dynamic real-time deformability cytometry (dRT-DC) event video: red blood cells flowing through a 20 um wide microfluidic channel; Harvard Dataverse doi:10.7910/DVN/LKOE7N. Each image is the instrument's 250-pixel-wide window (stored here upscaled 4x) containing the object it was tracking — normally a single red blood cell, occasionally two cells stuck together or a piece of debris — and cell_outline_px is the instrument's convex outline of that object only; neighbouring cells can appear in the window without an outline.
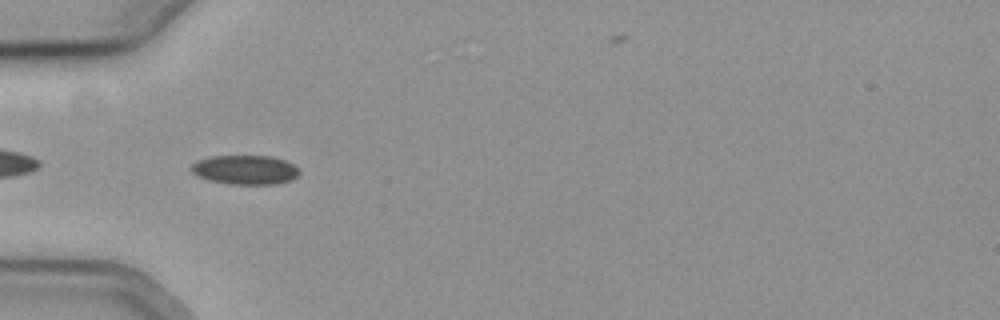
{"species": "common noctule bat (a hibernating species)", "species_latin": "Nyctalus noctula", "temperature_condition": "cold", "stored_images_in_passage": 41, "camera_frame_rate_fps": 3000, "um_per_image_px": 0.085, "animal": {"sex": "female", "body_mass_g": 19.3, "forearm_length_mm": 54.1}, "frame": {"image": 1, "passage_image": 3, "time_ms": 0.667, "image_size_px": [1000, 320], "cell_outline_px": [[300, 172], [292, 180], [276, 184], [228, 184], [208, 180], [196, 176], [192, 172], [192, 164], [196, 160], [208, 156], [272, 156], [284, 160], [300, 168]], "centroid_in_image_um": [20.83, 14.43], "position_along_channel_um": 64.2, "area_um2": 18.61}}
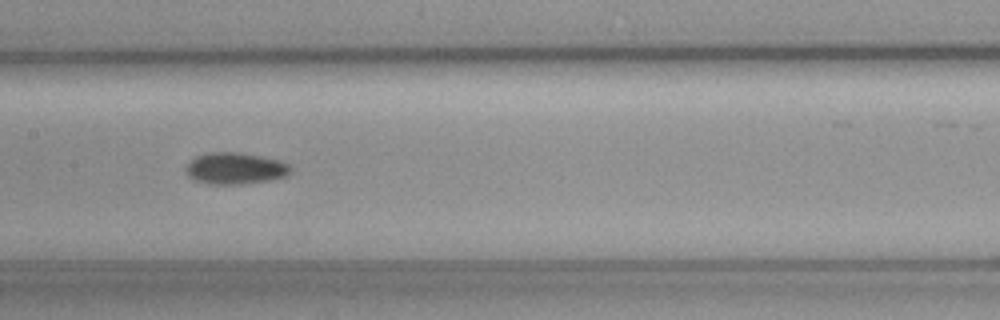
{"frame": {"image": 2, "passage_image": 13, "time_ms": 4.0, "image_size_px": [1000, 320], "cell_outline_px": [[292, 168], [288, 176], [268, 180], [240, 184], [212, 184], [192, 180], [184, 172], [184, 168], [196, 156], [208, 152], [240, 152], [280, 160], [288, 164]], "centroid_in_image_um": [19.97, 14.31], "position_along_channel_um": 187.4, "area_um2": 19.42}}
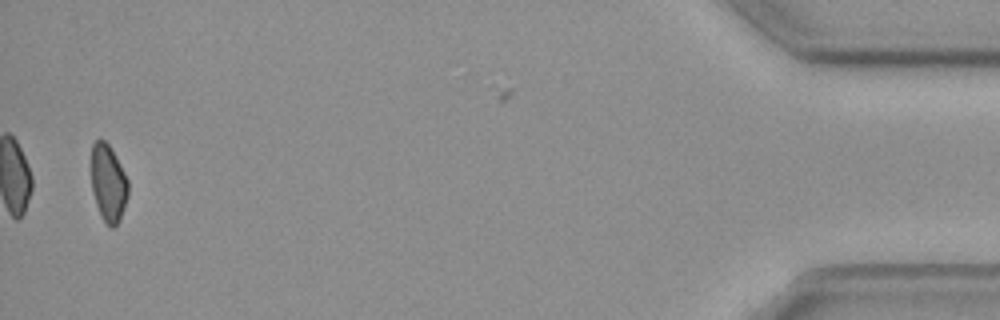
{"frame": {"image": 3, "passage_image": 39, "time_ms": 12.667, "image_size_px": [1000, 320], "cell_outline_px": [[128, 196], [120, 220], [112, 228], [108, 228], [100, 216], [92, 192], [92, 144], [96, 140], [104, 140], [108, 144], [128, 180]], "centroid_in_image_um": [9.2, 15.63], "position_along_channel_um": 426.0, "area_um2": 16.47}, "authors_computed_cell_mechanics": {"area_um2": 18.4382, "velocity_mm_per_s": 3.7759, "shape_relaxation_time_tau1_ms": 7.2578, "shape_relaxation_time_tau2_ms": null, "deformation_change_tau1": 0.0949, "deformation_change_tau2": null}}